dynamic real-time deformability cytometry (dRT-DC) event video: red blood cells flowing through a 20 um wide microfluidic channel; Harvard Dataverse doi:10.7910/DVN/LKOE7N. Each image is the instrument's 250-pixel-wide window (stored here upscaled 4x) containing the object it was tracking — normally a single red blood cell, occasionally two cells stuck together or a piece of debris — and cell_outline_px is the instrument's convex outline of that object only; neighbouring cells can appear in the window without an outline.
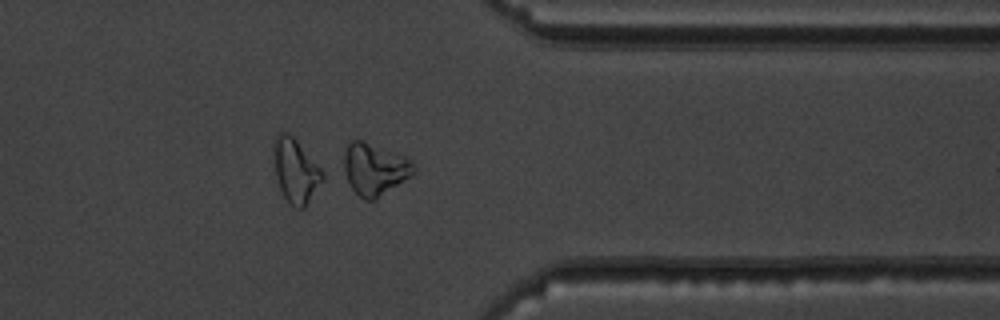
{"species": "common noctule bat (a hibernating species)", "species_latin": "Nyctalus noctula", "temperature_condition": "warm", "stored_images_in_passage": 49, "camera_frame_rate_fps": 3000, "um_per_image_px": 0.085, "animal": {"sex": "male", "body_mass_g": 19.5, "forearm_length_mm": 54.6}, "frame": {"image": 1, "passage_image": 42, "time_ms": 13.667, "image_size_px": [1000, 320], "cell_outline_px": [[416, 172], [412, 176], [376, 200], [364, 200], [352, 188], [340, 172], [344, 152], [348, 144], [352, 140], [360, 140], [404, 156], [416, 168]], "centroid_in_image_um": [31.79, 14.41], "position_along_channel_um": 379.6, "area_um2": 21.44}, "authors_computed_cell_mechanics": {"area_um2": 19.8254, "velocity_mm_per_s": 3.8569, "shape_relaxation_time_tau1_ms": 4.3811, "shape_relaxation_time_tau2_ms": 7.2503, "deformation_change_tau1": 0.2052, "deformation_change_tau2": 0.2102}}